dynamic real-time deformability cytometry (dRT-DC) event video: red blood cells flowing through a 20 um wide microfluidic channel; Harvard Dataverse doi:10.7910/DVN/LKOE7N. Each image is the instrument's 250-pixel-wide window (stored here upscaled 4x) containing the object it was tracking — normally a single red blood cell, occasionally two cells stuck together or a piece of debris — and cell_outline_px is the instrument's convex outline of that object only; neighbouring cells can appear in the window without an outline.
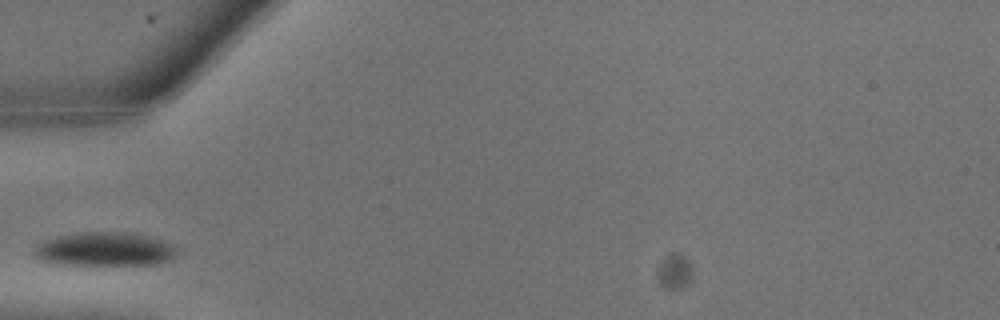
{"species": "common noctule bat (a hibernating species)", "species_latin": "Nyctalus noctula", "temperature_condition": "warm", "stored_images_in_passage": 9, "camera_frame_rate_fps": 3000, "um_per_image_px": 0.085, "animal": {"sex": "male", "body_mass_g": 13.3}, "frame": {"image": 1, "passage_image": 2, "time_ms": 0.333, "image_size_px": [1000, 320], "cell_outline_px": [[176, 248], [172, 256], [168, 260], [156, 264], [88, 268], [52, 264], [36, 260], [32, 252], [36, 244], [44, 240], [60, 236], [80, 232], [124, 232], [148, 236], [164, 240], [172, 244]], "centroid_in_image_um": [8.78, 21.25], "position_along_channel_um": 76.2, "area_um2": 29.59}}
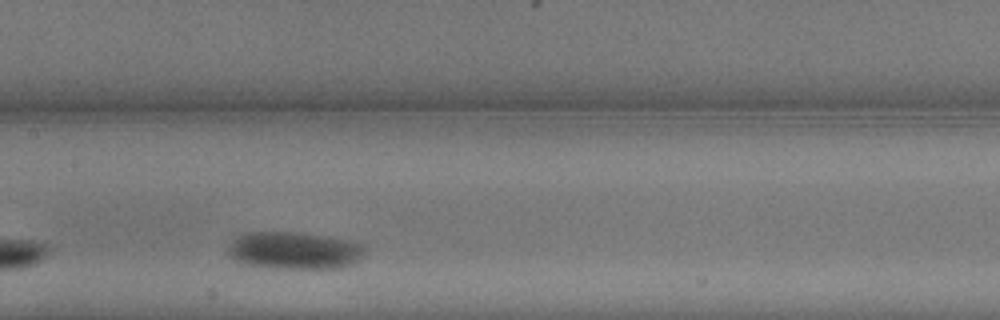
{"frame": {"image": 2, "passage_image": 6, "time_ms": 1.667, "image_size_px": [1000, 320], "cell_outline_px": [[364, 256], [360, 260], [352, 264], [340, 268], [268, 268], [240, 264], [232, 260], [228, 256], [228, 248], [232, 240], [236, 236], [248, 232], [296, 232], [348, 240], [360, 244], [364, 248]], "centroid_in_image_um": [24.94, 21.31], "position_along_channel_um": 182.5, "area_um2": 30.06}}
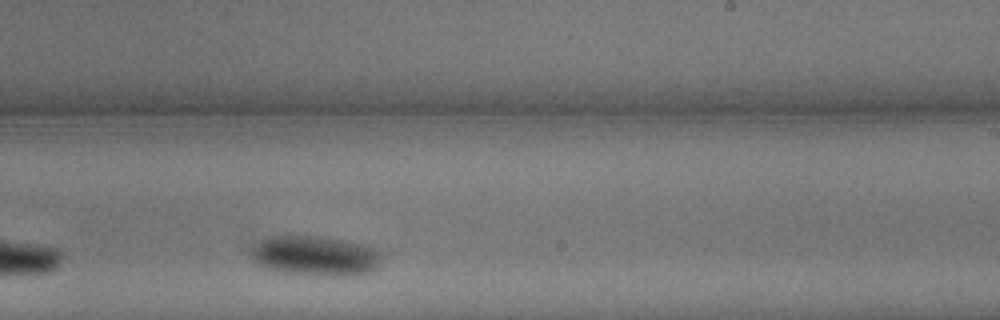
{"frame": {"image": 3, "passage_image": 9, "time_ms": 2.667, "image_size_px": [1000, 320], "cell_outline_px": [[384, 256], [380, 268], [376, 272], [352, 276], [328, 276], [284, 272], [264, 268], [256, 260], [252, 252], [256, 244], [260, 240], [268, 236], [316, 236], [344, 240], [368, 244], [384, 252]], "centroid_in_image_um": [26.99, 21.75], "position_along_channel_um": 262.0, "area_um2": 30.98}}